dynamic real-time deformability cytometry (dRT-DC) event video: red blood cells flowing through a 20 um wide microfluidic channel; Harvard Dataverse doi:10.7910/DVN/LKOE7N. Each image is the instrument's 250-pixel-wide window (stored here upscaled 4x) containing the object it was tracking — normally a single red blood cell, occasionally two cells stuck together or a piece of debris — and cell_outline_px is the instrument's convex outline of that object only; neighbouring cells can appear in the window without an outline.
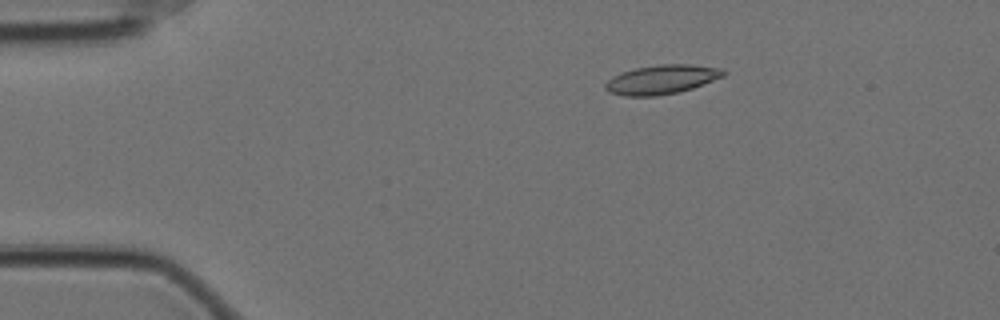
{"species": "Egyptian fruit bat (a non-hibernating species)", "species_latin": "Rousettus aegyptiacus", "temperature_condition": "cold", "stored_images_in_passage": 11, "camera_frame_rate_fps": 3000, "um_per_image_px": 0.085, "animal": {"sex": "female"}, "frame": {"image": 1, "passage_image": 1, "time_ms": 0.0, "image_size_px": [1000, 320], "cell_outline_px": [[724, 76], [692, 88], [680, 92], [656, 96], [624, 96], [608, 92], [604, 88], [604, 84], [612, 76], [636, 68], [660, 64], [688, 64], [724, 68]], "centroid_in_image_um": [56.23, 6.76], "position_along_channel_um": 28.8, "area_um2": 20.06}}
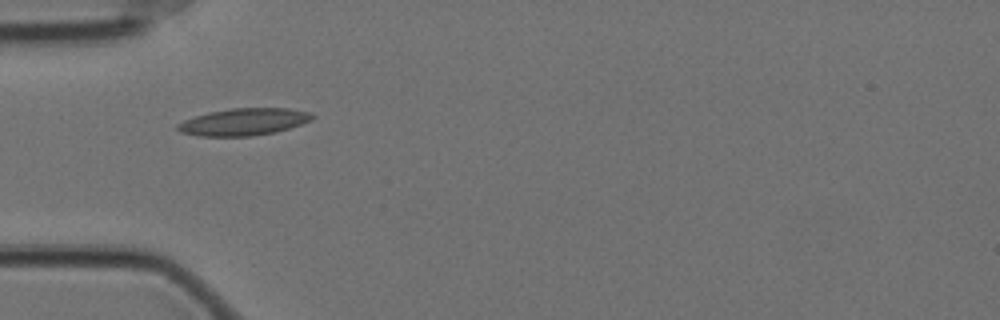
{"frame": {"image": 2, "passage_image": 9, "time_ms": 2.667, "image_size_px": [1000, 320], "cell_outline_px": [[316, 116], [312, 120], [276, 132], [252, 136], [196, 136], [180, 132], [176, 128], [176, 124], [184, 120], [208, 112], [232, 108], [288, 108], [312, 112]], "centroid_in_image_um": [20.72, 10.35], "position_along_channel_um": 64.3, "area_um2": 21.39}}